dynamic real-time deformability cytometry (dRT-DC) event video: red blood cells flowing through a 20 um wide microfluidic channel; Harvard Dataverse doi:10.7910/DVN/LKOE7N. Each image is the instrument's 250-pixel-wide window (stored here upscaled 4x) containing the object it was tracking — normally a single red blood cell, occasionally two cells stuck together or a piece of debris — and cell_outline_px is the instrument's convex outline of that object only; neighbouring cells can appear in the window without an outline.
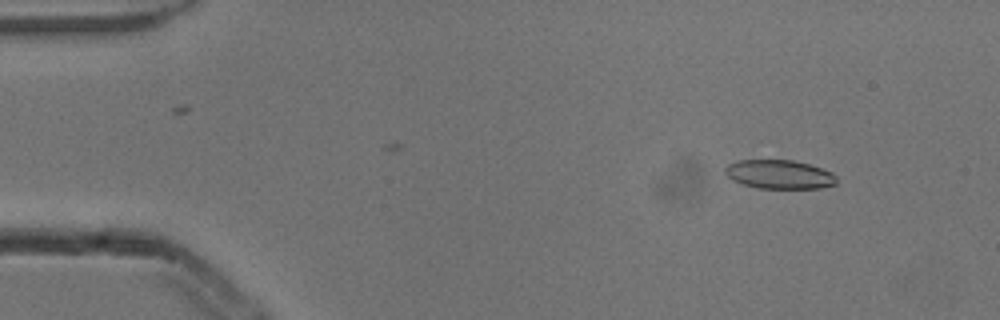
{"species": "common noctule bat (a hibernating species)", "species_latin": "Nyctalus noctula", "temperature_condition": "cold", "stored_images_in_passage": 7, "camera_frame_rate_fps": 3000, "um_per_image_px": 0.085, "animal": {"sex": "male", "body_mass_g": 13.3}, "frame": {"image": 1, "passage_image": 2, "time_ms": 0.333, "image_size_px": [1000, 320], "cell_outline_px": [[836, 184], [820, 188], [756, 188], [732, 180], [724, 172], [724, 168], [728, 164], [736, 160], [792, 160], [808, 164], [832, 172], [836, 176]], "centroid_in_image_um": [66.22, 14.82], "position_along_channel_um": 18.8, "area_um2": 18.73}}
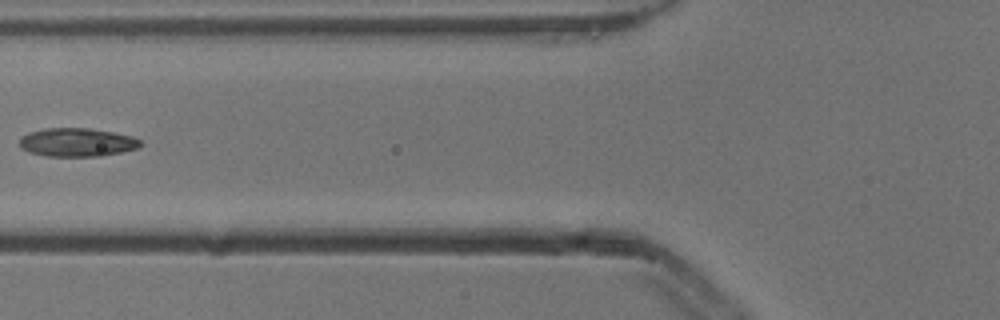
{"frame": {"image": 2, "passage_image": 6, "time_ms": 1.667, "image_size_px": [1000, 320], "cell_outline_px": [[144, 144], [140, 148], [100, 156], [44, 156], [28, 152], [20, 148], [20, 136], [28, 132], [44, 128], [88, 128], [112, 132], [132, 136], [140, 140]], "centroid_in_image_um": [6.53, 12.1], "position_along_channel_um": 119.3, "area_um2": 20.29}}
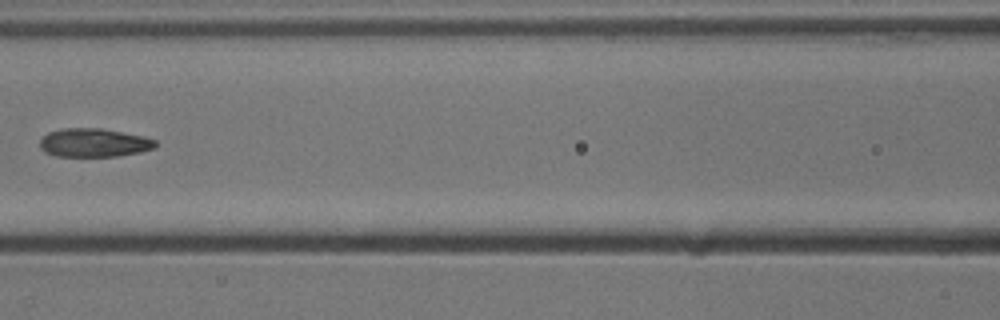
{"frame": {"image": 3, "passage_image": 7, "time_ms": 2.0, "image_size_px": [1000, 320], "cell_outline_px": [[156, 148], [140, 152], [120, 156], [56, 156], [44, 152], [40, 148], [40, 140], [48, 132], [60, 128], [100, 128], [144, 136], [156, 140]], "centroid_in_image_um": [7.98, 12.13], "position_along_channel_um": 158.6, "area_um2": 19.36}}